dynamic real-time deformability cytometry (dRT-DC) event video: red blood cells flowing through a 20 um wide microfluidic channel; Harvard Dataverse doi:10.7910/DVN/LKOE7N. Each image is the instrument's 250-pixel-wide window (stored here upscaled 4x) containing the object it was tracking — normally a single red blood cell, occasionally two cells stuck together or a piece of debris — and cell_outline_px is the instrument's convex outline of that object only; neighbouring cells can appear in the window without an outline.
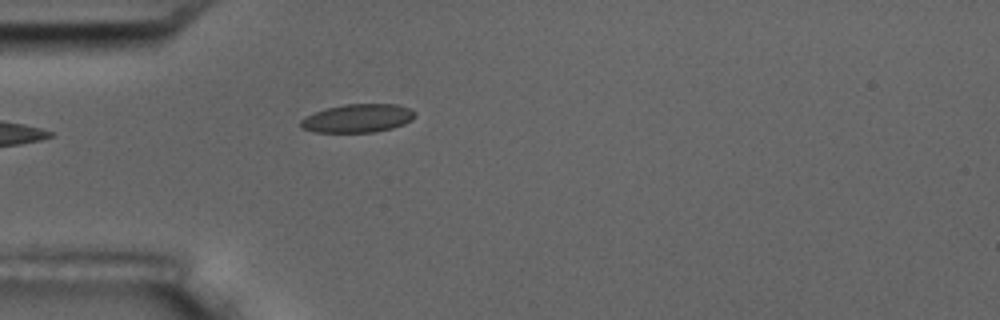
{"species": "common noctule bat (a hibernating species)", "species_latin": "Nyctalus noctula", "temperature_condition": "room temperature", "stored_images_in_passage": 3, "camera_frame_rate_fps": 3000, "um_per_image_px": 0.085, "animal": {"sex": "male", "body_mass_g": 17.5, "forearm_length_mm": 52.3}, "frame": {"image": 1, "passage_image": 3, "time_ms": 2.333, "image_size_px": [1000, 320], "cell_outline_px": [[416, 116], [412, 120], [404, 124], [392, 128], [372, 132], [312, 132], [300, 128], [300, 120], [304, 116], [328, 108], [344, 104], [396, 104], [408, 108], [416, 112]], "centroid_in_image_um": [30.39, 10.06], "position_along_channel_um": 54.6, "area_um2": 18.96}}